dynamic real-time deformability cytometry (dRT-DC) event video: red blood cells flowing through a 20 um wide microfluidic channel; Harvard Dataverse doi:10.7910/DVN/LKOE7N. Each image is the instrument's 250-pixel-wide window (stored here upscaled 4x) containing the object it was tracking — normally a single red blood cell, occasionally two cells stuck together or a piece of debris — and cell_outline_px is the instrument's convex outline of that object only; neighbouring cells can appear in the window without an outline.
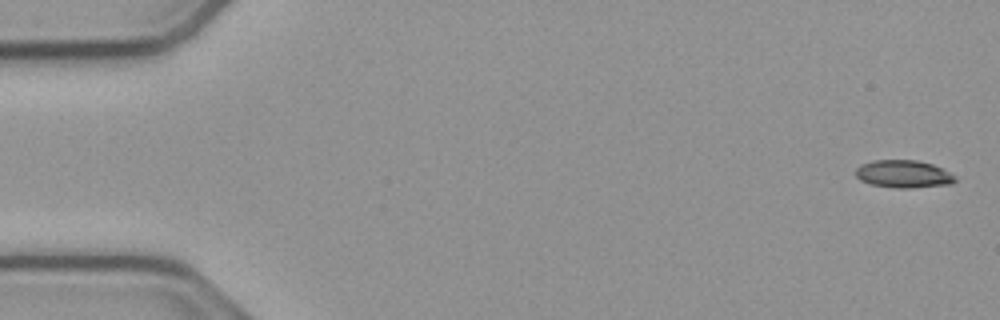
{"species": "common noctule bat (a hibernating species)", "species_latin": "Nyctalus noctula", "temperature_condition": "cold", "stored_images_in_passage": 54, "camera_frame_rate_fps": 3000, "um_per_image_px": 0.085, "animal": {"sex": "male", "body_mass_g": 23.1, "forearm_length_mm": 52.7}, "frame": {"image": 1, "passage_image": 1, "time_ms": 0.0, "image_size_px": [1000, 320], "cell_outline_px": [[956, 180], [952, 184], [908, 188], [896, 188], [872, 184], [860, 180], [856, 176], [856, 168], [860, 164], [872, 160], [916, 160], [932, 164], [956, 176]], "centroid_in_image_um": [76.78, 14.78], "position_along_channel_um": 8.2, "area_um2": 15.95}}
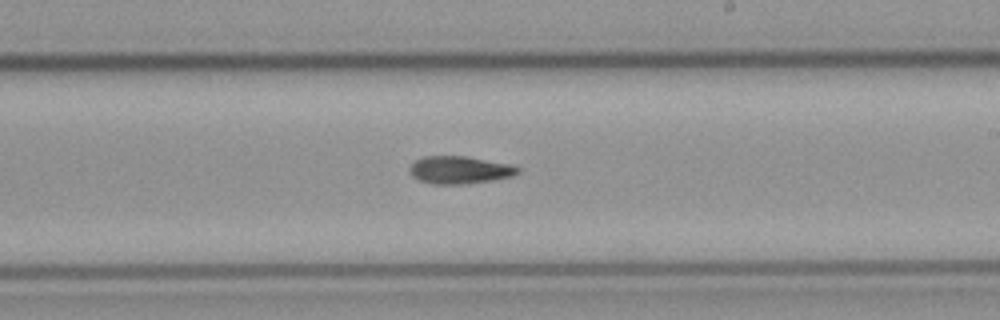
{"frame": {"image": 2, "passage_image": 31, "time_ms": 10.0, "image_size_px": [1000, 320], "cell_outline_px": [[520, 172], [512, 176], [492, 180], [464, 184], [436, 184], [420, 180], [412, 176], [408, 168], [416, 160], [424, 156], [468, 156], [512, 164], [520, 168]], "centroid_in_image_um": [39.1, 14.43], "position_along_channel_um": 249.9, "area_um2": 17.46}}
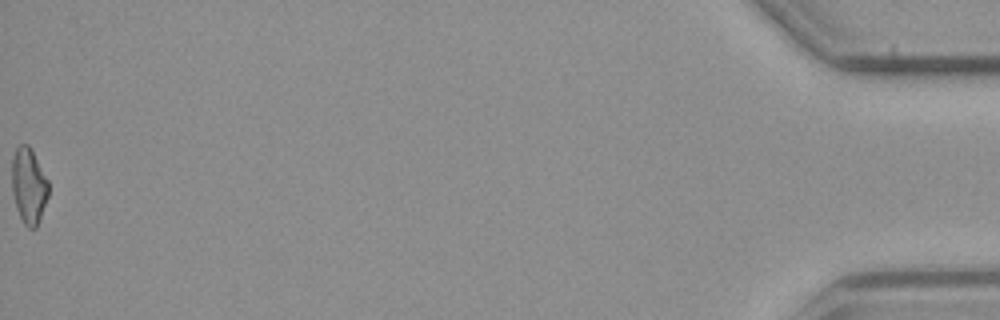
{"frame": {"image": 3, "passage_image": 54, "time_ms": 17.667, "image_size_px": [1000, 320], "cell_outline_px": [[48, 196], [40, 220], [36, 228], [28, 228], [24, 224], [16, 208], [12, 192], [12, 156], [16, 148], [20, 144], [28, 144], [48, 180]], "centroid_in_image_um": [2.43, 15.81], "position_along_channel_um": 432.8, "area_um2": 16.13}}